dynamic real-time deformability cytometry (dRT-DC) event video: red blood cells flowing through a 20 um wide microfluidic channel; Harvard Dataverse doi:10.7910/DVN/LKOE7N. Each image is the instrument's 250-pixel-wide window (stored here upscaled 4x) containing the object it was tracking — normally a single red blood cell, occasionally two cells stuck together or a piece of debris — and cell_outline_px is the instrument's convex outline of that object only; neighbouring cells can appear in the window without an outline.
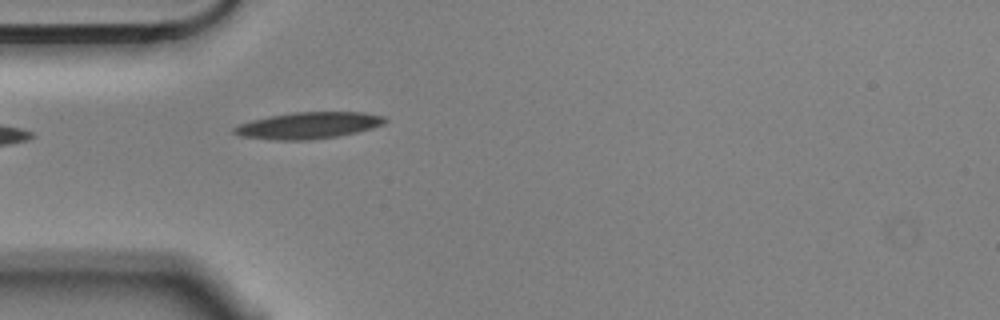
{"species": "Egyptian fruit bat (a non-hibernating species)", "species_latin": "Rousettus aegyptiacus", "temperature_condition": "cold", "stored_images_in_passage": 2, "camera_frame_rate_fps": 3000, "um_per_image_px": 0.085, "animal": {"sex": "male"}, "frame": {"image": 1, "passage_image": 2, "time_ms": 0.333, "image_size_px": [1000, 320], "cell_outline_px": [[388, 120], [384, 124], [372, 128], [356, 132], [336, 136], [308, 140], [272, 140], [240, 136], [232, 132], [232, 128], [240, 124], [252, 120], [268, 116], [292, 112], [364, 112], [384, 116]], "centroid_in_image_um": [26.2, 10.66], "position_along_channel_um": 58.8, "area_um2": 23.41}}